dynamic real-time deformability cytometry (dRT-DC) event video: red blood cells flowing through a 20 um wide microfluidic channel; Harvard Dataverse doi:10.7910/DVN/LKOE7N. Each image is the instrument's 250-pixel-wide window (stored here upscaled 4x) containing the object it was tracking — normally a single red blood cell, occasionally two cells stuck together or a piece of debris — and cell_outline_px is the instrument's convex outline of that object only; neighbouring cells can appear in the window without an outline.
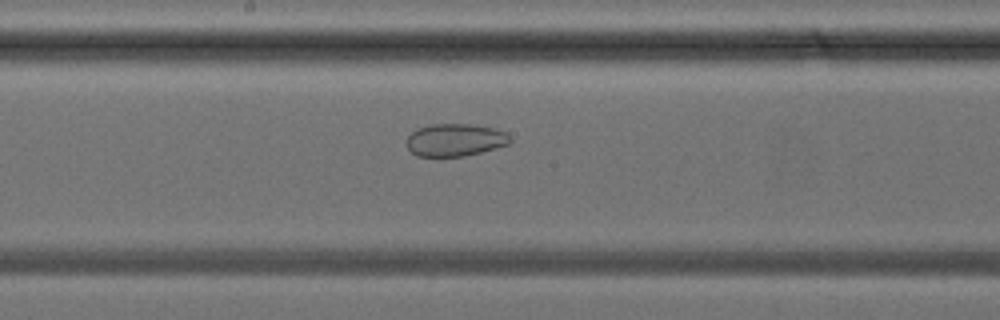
{"species": "common noctule bat (a hibernating species)", "species_latin": "Nyctalus noctula", "temperature_condition": "cold", "stored_images_in_passage": 33, "camera_frame_rate_fps": 3000, "um_per_image_px": 0.085, "animal": {"sex": "female", "body_mass_g": 24.6, "forearm_length_mm": 56.2}, "frame": {"image": 1, "passage_image": 15, "time_ms": 4.667, "image_size_px": [1000, 320], "cell_outline_px": [[512, 140], [508, 144], [496, 148], [464, 156], [416, 156], [408, 148], [408, 136], [416, 128], [432, 124], [472, 124], [492, 128], [508, 132]], "centroid_in_image_um": [38.71, 11.89], "position_along_channel_um": 209.5, "area_um2": 19.59}}